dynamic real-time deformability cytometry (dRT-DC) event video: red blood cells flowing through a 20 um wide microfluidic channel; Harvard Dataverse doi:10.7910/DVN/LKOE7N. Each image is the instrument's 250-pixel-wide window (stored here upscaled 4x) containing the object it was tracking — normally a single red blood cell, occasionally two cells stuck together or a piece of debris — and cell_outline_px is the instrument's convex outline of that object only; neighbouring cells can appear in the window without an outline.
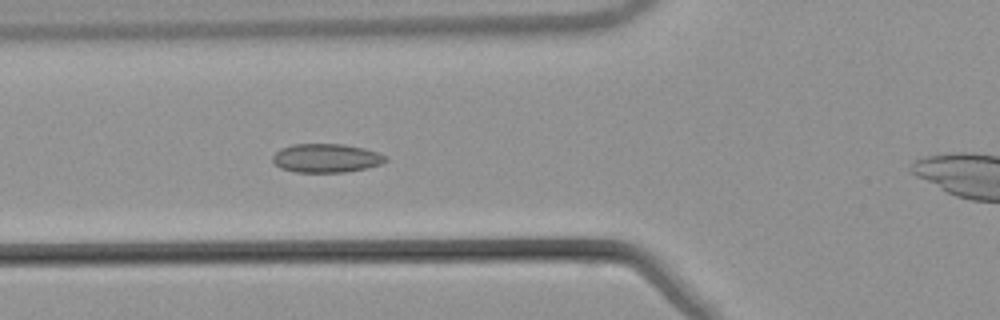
{"species": "common noctule bat (a hibernating species)", "species_latin": "Nyctalus noctula", "temperature_condition": "warm", "stored_images_in_passage": 53, "camera_frame_rate_fps": 3000, "um_per_image_px": 0.085, "animal": {"sex": "male", "body_mass_g": 21.5, "forearm_length_mm": 52.0}, "frame": {"image": 1, "passage_image": 19, "time_ms": 6.0, "image_size_px": [1000, 320], "cell_outline_px": [[388, 160], [380, 164], [364, 168], [344, 172], [296, 172], [280, 168], [272, 164], [272, 156], [280, 148], [292, 144], [344, 144], [364, 148], [388, 156]], "centroid_in_image_um": [27.69, 13.43], "position_along_channel_um": 98.1, "area_um2": 19.02}}
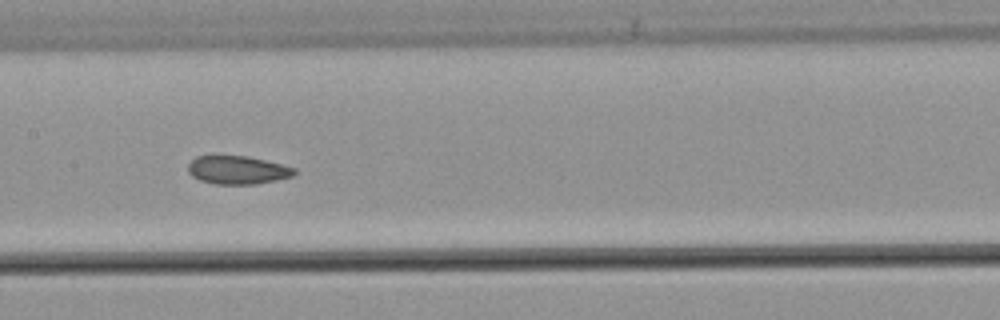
{"frame": {"image": 2, "passage_image": 26, "time_ms": 8.333, "image_size_px": [1000, 320], "cell_outline_px": [[296, 172], [292, 176], [276, 180], [256, 184], [216, 184], [200, 180], [192, 176], [188, 172], [188, 164], [196, 156], [212, 152], [248, 156], [296, 168]], "centroid_in_image_um": [20.11, 14.4], "position_along_channel_um": 187.3, "area_um2": 18.15}}
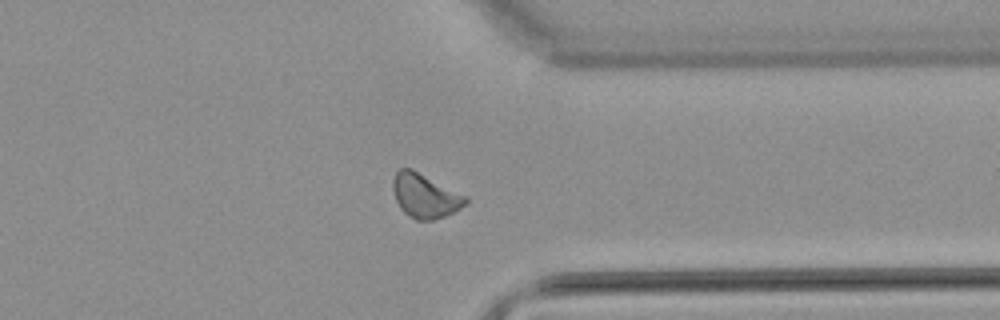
{"frame": {"image": 3, "passage_image": 41, "time_ms": 13.333, "image_size_px": [1000, 320], "cell_outline_px": [[468, 204], [444, 216], [432, 220], [416, 220], [408, 216], [400, 208], [396, 200], [392, 188], [392, 180], [396, 172], [400, 168], [412, 168], [468, 196]], "centroid_in_image_um": [36.13, 16.63], "position_along_channel_um": 375.3, "area_um2": 18.9}, "authors_computed_cell_mechanics": {"area_um2": 18.4382, "velocity_mm_per_s": 3.8217, "shape_relaxation_time_tau1_ms": null, "shape_relaxation_time_tau2_ms": 2.5493, "deformation_change_tau1": null, "deformation_change_tau2": 0.0781}}